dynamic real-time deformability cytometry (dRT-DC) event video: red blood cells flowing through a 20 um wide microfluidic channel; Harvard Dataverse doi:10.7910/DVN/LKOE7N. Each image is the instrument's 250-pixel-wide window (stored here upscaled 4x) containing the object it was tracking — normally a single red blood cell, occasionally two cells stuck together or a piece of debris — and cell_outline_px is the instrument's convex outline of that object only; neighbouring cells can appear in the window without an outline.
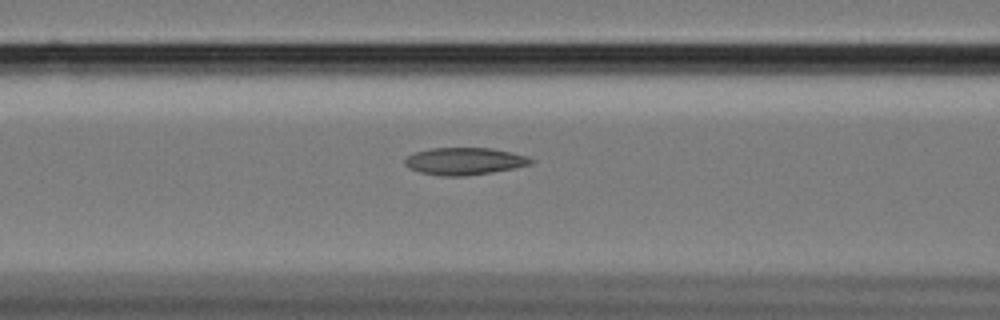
{"species": "Egyptian fruit bat (a non-hibernating species)", "species_latin": "Rousettus aegyptiacus", "temperature_condition": "cold", "stored_images_in_passage": 30, "camera_frame_rate_fps": 3000, "um_per_image_px": 0.085, "animal": {"sex": "female"}, "frame": {"image": 1, "passage_image": 6, "time_ms": 1.667, "image_size_px": [1000, 320], "cell_outline_px": [[536, 160], [532, 164], [492, 172], [464, 176], [440, 176], [420, 172], [408, 168], [404, 164], [404, 160], [412, 152], [432, 148], [492, 148], [512, 152], [528, 156]], "centroid_in_image_um": [39.47, 13.7], "position_along_channel_um": 127.1, "area_um2": 20.17}}
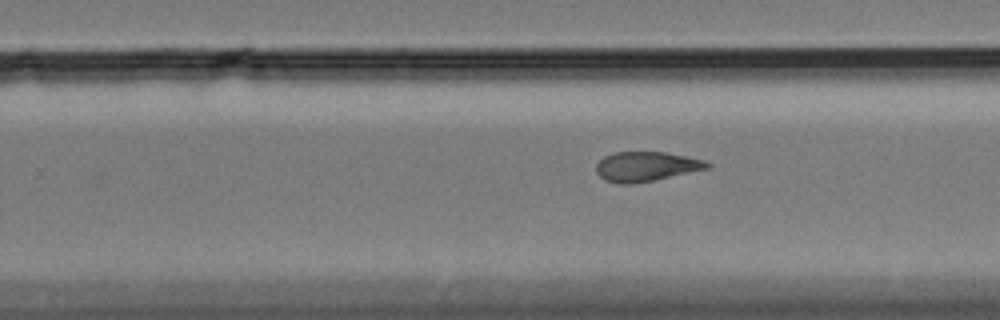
{"frame": {"image": 2, "passage_image": 19, "time_ms": 6.0, "image_size_px": [1000, 320], "cell_outline_px": [[712, 164], [708, 168], [652, 180], [632, 184], [620, 184], [604, 180], [596, 172], [596, 164], [604, 156], [612, 152], [664, 152], [704, 160]], "centroid_in_image_um": [54.86, 14.15], "position_along_channel_um": 274.9, "area_um2": 18.96}}
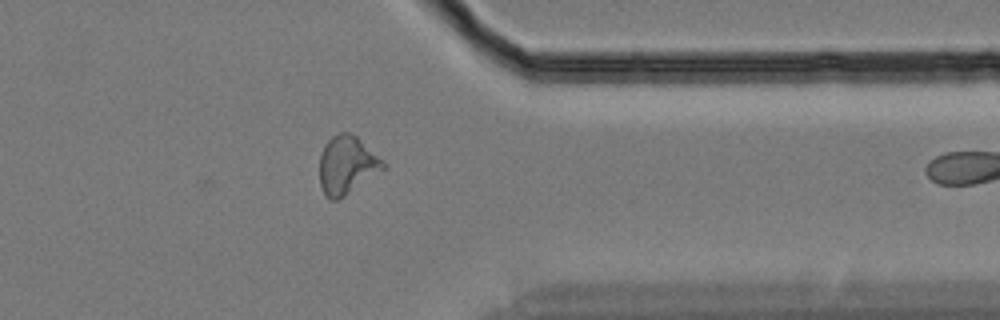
{"frame": {"image": 3, "passage_image": 29, "time_ms": 9.333, "image_size_px": [1000, 320], "cell_outline_px": [[388, 168], [344, 196], [336, 200], [332, 200], [324, 192], [320, 184], [320, 156], [324, 144], [332, 136], [340, 132], [352, 132], [384, 160]], "centroid_in_image_um": [29.53, 14.01], "position_along_channel_um": 381.9, "area_um2": 21.73}}